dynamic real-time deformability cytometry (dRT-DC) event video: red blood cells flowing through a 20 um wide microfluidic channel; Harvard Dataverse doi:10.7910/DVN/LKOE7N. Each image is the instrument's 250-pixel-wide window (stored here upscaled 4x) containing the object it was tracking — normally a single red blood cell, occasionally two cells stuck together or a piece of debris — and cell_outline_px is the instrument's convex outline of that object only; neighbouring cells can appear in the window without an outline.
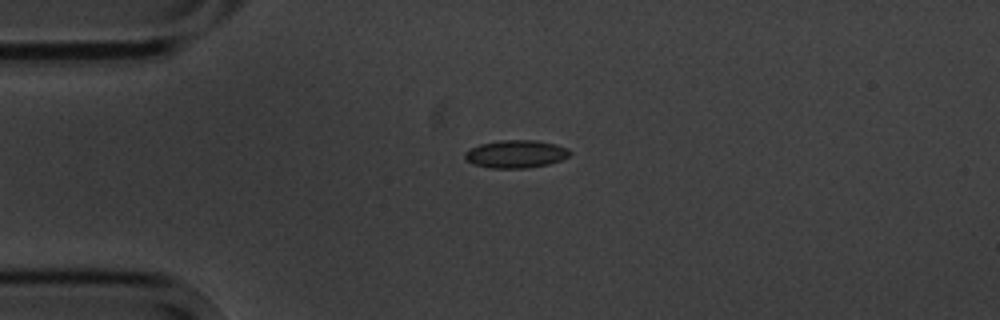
{"species": "common noctule bat (a hibernating species)", "species_latin": "Nyctalus noctula", "temperature_condition": "cold", "stored_images_in_passage": 1, "camera_frame_rate_fps": 3000, "um_per_image_px": 0.085, "animal": {"sex": "male", "body_mass_g": 20.1, "forearm_length_mm": 53.5}, "frame": {"image": 1, "passage_image": 1, "time_ms": 0.0, "image_size_px": [1000, 320], "cell_outline_px": [[572, 152], [568, 156], [560, 160], [548, 164], [528, 168], [492, 168], [476, 164], [468, 160], [464, 156], [464, 152], [480, 144], [500, 140], [536, 140], [556, 144], [568, 148]], "centroid_in_image_um": [43.89, 13.08], "position_along_channel_um": 41.1, "area_um2": 16.88}}